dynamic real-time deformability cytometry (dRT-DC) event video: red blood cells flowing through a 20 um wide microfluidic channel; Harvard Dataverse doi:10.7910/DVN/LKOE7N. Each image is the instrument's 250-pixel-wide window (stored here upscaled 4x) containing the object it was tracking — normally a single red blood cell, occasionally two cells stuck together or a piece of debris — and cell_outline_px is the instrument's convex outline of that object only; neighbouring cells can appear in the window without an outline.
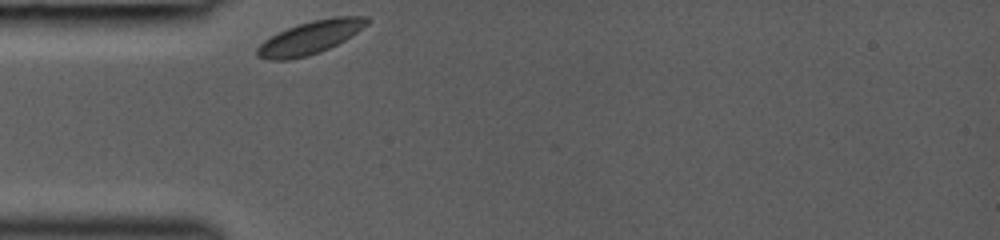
{"species": "common noctule bat (a hibernating species)", "species_latin": "Nyctalus noctula", "temperature_condition": "room temperature", "stored_images_in_passage": 3, "camera_frame_rate_fps": 3000, "um_per_image_px": 0.085, "animal": {"sex": "female", "body_mass_g": 19.0, "forearm_length_mm": 53.3}, "frame": {"image": 1, "passage_image": 1, "time_ms": 0.0, "image_size_px": [1000, 240], "cell_outline_px": [[368, 24], [344, 40], [320, 52], [308, 56], [288, 60], [268, 60], [256, 56], [256, 48], [264, 40], [288, 28], [312, 20], [336, 16], [368, 16]], "centroid_in_image_um": [26.34, 3.2], "position_along_channel_um": 58.7, "area_um2": 20.87}}